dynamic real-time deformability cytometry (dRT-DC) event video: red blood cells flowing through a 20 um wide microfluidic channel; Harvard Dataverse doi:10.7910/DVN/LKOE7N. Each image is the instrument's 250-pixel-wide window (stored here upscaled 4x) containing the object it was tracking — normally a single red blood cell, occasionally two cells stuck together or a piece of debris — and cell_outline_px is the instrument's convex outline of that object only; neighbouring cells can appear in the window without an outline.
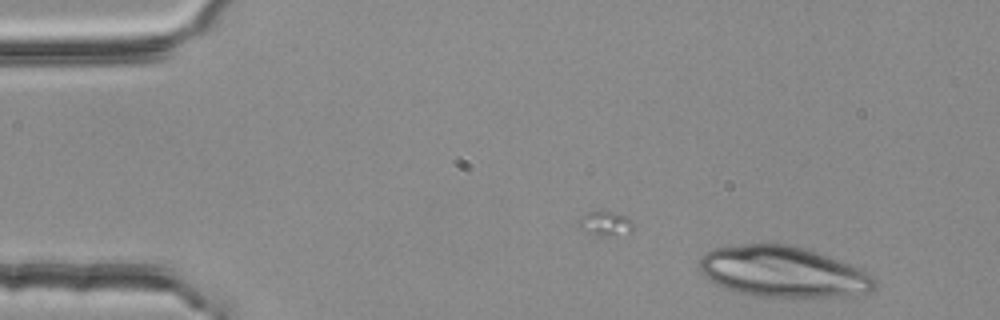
{"species": "common noctule bat (a hibernating species)", "species_latin": "Nyctalus noctula", "temperature_condition": "room temperature", "stored_images_in_passage": 46, "camera_frame_rate_fps": 3000, "um_per_image_px": 0.085, "animal": {"sex": "female", "body_mass_g": 25.1}, "frame": {"image": 1, "passage_image": 1, "time_ms": 0.0, "image_size_px": [1000, 320], "cell_outline_px": [[876, 288], [872, 292], [836, 296], [756, 296], [724, 288], [716, 284], [704, 276], [700, 268], [700, 260], [704, 252], [712, 248], [744, 244], [784, 244], [804, 248], [816, 252], [856, 268], [872, 276], [876, 280]], "centroid_in_image_um": [66.5, 23.1], "position_along_channel_um": 18.5, "area_um2": 51.04}}
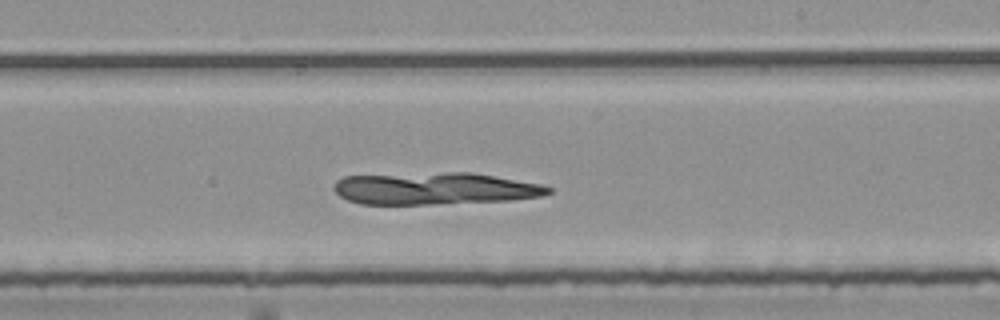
{"frame": {"image": 2, "passage_image": 28, "time_ms": 9.0, "image_size_px": [1000, 320], "cell_outline_px": [[552, 192], [540, 196], [508, 200], [432, 204], [360, 204], [348, 200], [340, 196], [332, 188], [336, 180], [344, 176], [448, 172], [472, 172], [540, 184], [552, 188]], "centroid_in_image_um": [36.91, 16.02], "position_along_channel_um": 252.1, "area_um2": 39.94}}
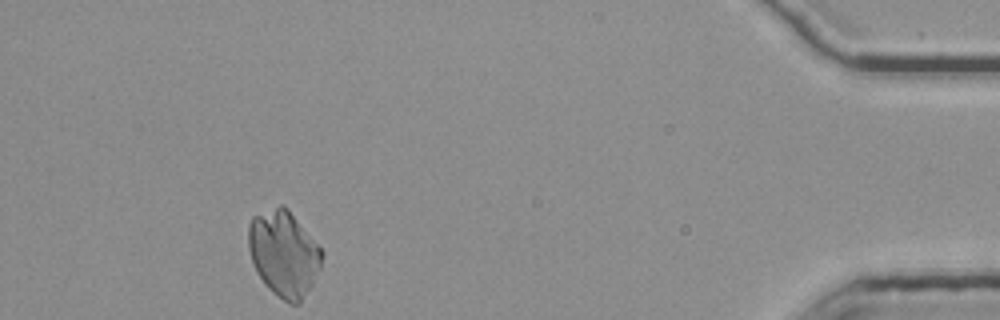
{"frame": {"image": 3, "passage_image": 46, "time_ms": 15.0, "image_size_px": [1000, 320], "cell_outline_px": [[324, 256], [320, 268], [312, 284], [300, 304], [292, 304], [284, 300], [272, 292], [264, 284], [256, 272], [248, 248], [248, 224], [252, 216], [280, 204], [284, 204], [288, 208], [324, 252]], "centroid_in_image_um": [24.11, 21.53], "position_along_channel_um": 411.1, "area_um2": 36.93}}